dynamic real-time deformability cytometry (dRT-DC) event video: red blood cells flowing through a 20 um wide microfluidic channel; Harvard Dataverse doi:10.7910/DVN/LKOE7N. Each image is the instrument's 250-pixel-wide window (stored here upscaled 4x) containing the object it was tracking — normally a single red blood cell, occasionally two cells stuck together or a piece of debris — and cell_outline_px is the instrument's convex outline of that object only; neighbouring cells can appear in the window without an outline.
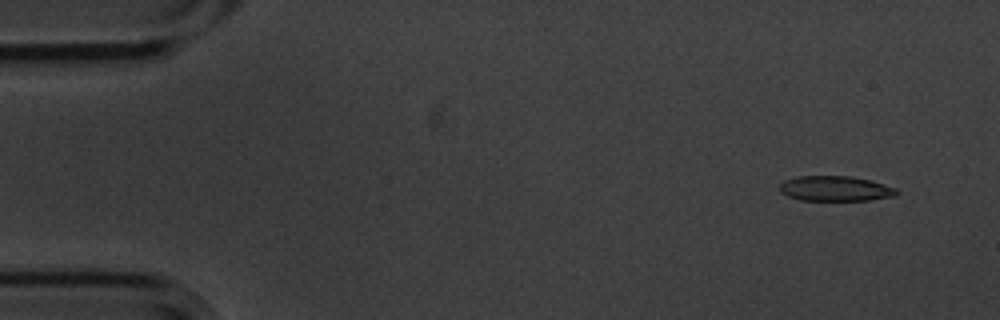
{"species": "common noctule bat (a hibernating species)", "species_latin": "Nyctalus noctula", "temperature_condition": "cold", "stored_images_in_passage": 5, "camera_frame_rate_fps": 3000, "um_per_image_px": 0.085, "animal": {"sex": "male", "body_mass_g": 20.1, "forearm_length_mm": 53.5}, "frame": {"image": 1, "passage_image": 1, "time_ms": 0.0, "image_size_px": [1000, 320], "cell_outline_px": [[900, 192], [896, 196], [868, 200], [800, 200], [788, 196], [780, 192], [780, 184], [784, 180], [796, 176], [852, 176], [872, 180], [896, 188]], "centroid_in_image_um": [71.02, 16.02], "position_along_channel_um": 14.0, "area_um2": 17.28}}